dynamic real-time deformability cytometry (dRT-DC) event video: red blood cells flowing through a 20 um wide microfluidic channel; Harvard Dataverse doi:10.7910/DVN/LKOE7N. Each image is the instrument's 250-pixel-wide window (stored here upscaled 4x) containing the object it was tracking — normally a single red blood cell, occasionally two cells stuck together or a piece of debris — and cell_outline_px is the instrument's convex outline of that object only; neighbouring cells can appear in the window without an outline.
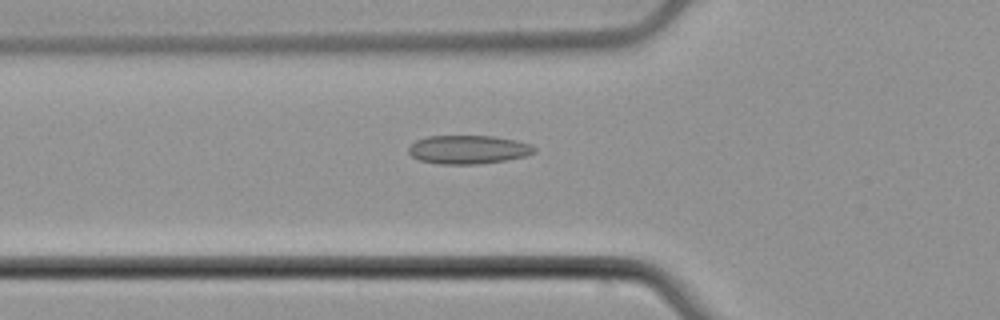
{"species": "common noctule bat (a hibernating species)", "species_latin": "Nyctalus noctula", "temperature_condition": "cold", "stored_images_in_passage": 40, "camera_frame_rate_fps": 3000, "um_per_image_px": 0.085, "animal": {"sex": "male", "body_mass_g": 21.5, "forearm_length_mm": 52.0}, "frame": {"image": 1, "passage_image": 6, "time_ms": 1.667, "image_size_px": [1000, 320], "cell_outline_px": [[536, 152], [524, 156], [504, 160], [480, 164], [440, 164], [420, 160], [412, 156], [408, 152], [408, 148], [416, 140], [428, 136], [492, 136], [516, 140], [532, 144], [536, 148]], "centroid_in_image_um": [39.81, 12.71], "position_along_channel_um": 86.0, "area_um2": 20.92}}
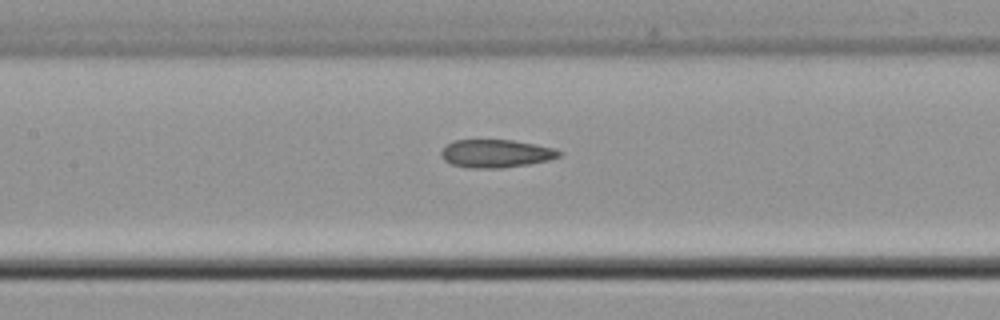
{"frame": {"image": 2, "passage_image": 12, "time_ms": 3.667, "image_size_px": [1000, 320], "cell_outline_px": [[560, 156], [548, 160], [528, 164], [500, 168], [468, 168], [452, 164], [444, 160], [440, 156], [440, 152], [448, 144], [456, 140], [512, 140], [552, 148], [560, 152]], "centroid_in_image_um": [42.1, 13.06], "position_along_channel_um": 165.3, "area_um2": 18.96}}
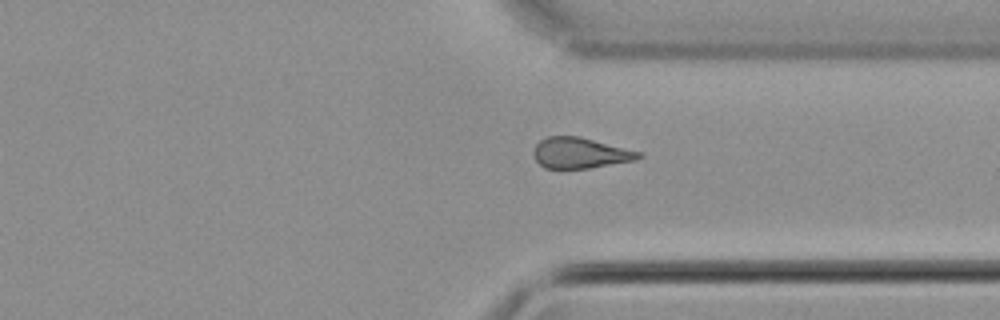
{"frame": {"image": 3, "passage_image": 27, "time_ms": 8.667, "image_size_px": [1000, 320], "cell_outline_px": [[644, 156], [636, 160], [588, 168], [560, 172], [544, 168], [536, 160], [532, 152], [536, 144], [540, 140], [548, 136], [580, 136], [640, 152]], "centroid_in_image_um": [49.25, 13.04], "position_along_channel_um": 362.1, "area_um2": 19.36}, "authors_computed_cell_mechanics": {"area_um2": 19.3341, "velocity_mm_per_s": 3.9434, "shape_relaxation_time_tau1_ms": null, "shape_relaxation_time_tau2_ms": 4.2575, "deformation_change_tau1": null, "deformation_change_tau2": 0.1185}}